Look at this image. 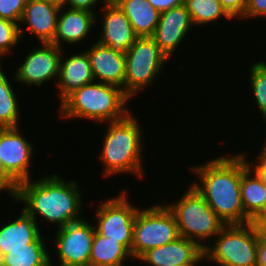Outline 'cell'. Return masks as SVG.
<instances>
[{
  "mask_svg": "<svg viewBox=\"0 0 266 266\" xmlns=\"http://www.w3.org/2000/svg\"><path fill=\"white\" fill-rule=\"evenodd\" d=\"M198 177L190 183L205 199L216 215L225 223L246 224L252 222L244 213L240 185L242 176V154L221 155L201 165L193 166ZM198 175V176H197Z\"/></svg>",
  "mask_w": 266,
  "mask_h": 266,
  "instance_id": "obj_1",
  "label": "cell"
},
{
  "mask_svg": "<svg viewBox=\"0 0 266 266\" xmlns=\"http://www.w3.org/2000/svg\"><path fill=\"white\" fill-rule=\"evenodd\" d=\"M37 180V181H36ZM18 184L15 201L24 204V210L38 224V216L61 228L82 219L83 199L77 181H67L58 174L43 175L41 179Z\"/></svg>",
  "mask_w": 266,
  "mask_h": 266,
  "instance_id": "obj_2",
  "label": "cell"
},
{
  "mask_svg": "<svg viewBox=\"0 0 266 266\" xmlns=\"http://www.w3.org/2000/svg\"><path fill=\"white\" fill-rule=\"evenodd\" d=\"M129 112L124 118L108 122L106 135L103 137L102 152L98 158L103 163L104 177L118 174H134L143 178V127L137 117ZM143 138V139H142Z\"/></svg>",
  "mask_w": 266,
  "mask_h": 266,
  "instance_id": "obj_3",
  "label": "cell"
},
{
  "mask_svg": "<svg viewBox=\"0 0 266 266\" xmlns=\"http://www.w3.org/2000/svg\"><path fill=\"white\" fill-rule=\"evenodd\" d=\"M131 99L120 87L94 81L70 94L59 106L60 117L108 123L124 118Z\"/></svg>",
  "mask_w": 266,
  "mask_h": 266,
  "instance_id": "obj_4",
  "label": "cell"
},
{
  "mask_svg": "<svg viewBox=\"0 0 266 266\" xmlns=\"http://www.w3.org/2000/svg\"><path fill=\"white\" fill-rule=\"evenodd\" d=\"M173 203H168L166 206L174 214L179 236L195 241L203 249L210 243L207 239L212 237L213 242V238L225 226L192 185H188L181 199Z\"/></svg>",
  "mask_w": 266,
  "mask_h": 266,
  "instance_id": "obj_5",
  "label": "cell"
},
{
  "mask_svg": "<svg viewBox=\"0 0 266 266\" xmlns=\"http://www.w3.org/2000/svg\"><path fill=\"white\" fill-rule=\"evenodd\" d=\"M204 248V260L217 266H257L258 228L254 222L225 225Z\"/></svg>",
  "mask_w": 266,
  "mask_h": 266,
  "instance_id": "obj_6",
  "label": "cell"
},
{
  "mask_svg": "<svg viewBox=\"0 0 266 266\" xmlns=\"http://www.w3.org/2000/svg\"><path fill=\"white\" fill-rule=\"evenodd\" d=\"M168 60L151 36L137 37L125 52L124 93L133 100L138 92L155 82Z\"/></svg>",
  "mask_w": 266,
  "mask_h": 266,
  "instance_id": "obj_7",
  "label": "cell"
},
{
  "mask_svg": "<svg viewBox=\"0 0 266 266\" xmlns=\"http://www.w3.org/2000/svg\"><path fill=\"white\" fill-rule=\"evenodd\" d=\"M178 237L180 236L176 219L165 204L139 208L133 229V260H137L150 249L175 241Z\"/></svg>",
  "mask_w": 266,
  "mask_h": 266,
  "instance_id": "obj_8",
  "label": "cell"
},
{
  "mask_svg": "<svg viewBox=\"0 0 266 266\" xmlns=\"http://www.w3.org/2000/svg\"><path fill=\"white\" fill-rule=\"evenodd\" d=\"M126 191L120 192L116 197L105 199L96 208L95 230L98 234L120 242L130 252L132 247L133 229L136 207L128 198Z\"/></svg>",
  "mask_w": 266,
  "mask_h": 266,
  "instance_id": "obj_9",
  "label": "cell"
},
{
  "mask_svg": "<svg viewBox=\"0 0 266 266\" xmlns=\"http://www.w3.org/2000/svg\"><path fill=\"white\" fill-rule=\"evenodd\" d=\"M55 231L54 252L59 266H89L95 225L82 218Z\"/></svg>",
  "mask_w": 266,
  "mask_h": 266,
  "instance_id": "obj_10",
  "label": "cell"
},
{
  "mask_svg": "<svg viewBox=\"0 0 266 266\" xmlns=\"http://www.w3.org/2000/svg\"><path fill=\"white\" fill-rule=\"evenodd\" d=\"M41 46L29 50L23 63L13 73V80L25 83L26 86L40 87L59 77L60 59L64 50L53 43H41Z\"/></svg>",
  "mask_w": 266,
  "mask_h": 266,
  "instance_id": "obj_11",
  "label": "cell"
},
{
  "mask_svg": "<svg viewBox=\"0 0 266 266\" xmlns=\"http://www.w3.org/2000/svg\"><path fill=\"white\" fill-rule=\"evenodd\" d=\"M21 132L20 127L0 128V158L5 170L18 183L32 179L29 168L35 151Z\"/></svg>",
  "mask_w": 266,
  "mask_h": 266,
  "instance_id": "obj_12",
  "label": "cell"
},
{
  "mask_svg": "<svg viewBox=\"0 0 266 266\" xmlns=\"http://www.w3.org/2000/svg\"><path fill=\"white\" fill-rule=\"evenodd\" d=\"M137 260L149 266L197 265L205 261L202 246L184 237L150 249Z\"/></svg>",
  "mask_w": 266,
  "mask_h": 266,
  "instance_id": "obj_13",
  "label": "cell"
},
{
  "mask_svg": "<svg viewBox=\"0 0 266 266\" xmlns=\"http://www.w3.org/2000/svg\"><path fill=\"white\" fill-rule=\"evenodd\" d=\"M193 26L190 14L183 4L160 13L159 23L151 37L170 59Z\"/></svg>",
  "mask_w": 266,
  "mask_h": 266,
  "instance_id": "obj_14",
  "label": "cell"
},
{
  "mask_svg": "<svg viewBox=\"0 0 266 266\" xmlns=\"http://www.w3.org/2000/svg\"><path fill=\"white\" fill-rule=\"evenodd\" d=\"M85 51L91 64L94 80L115 85L124 92L126 75L125 52L103 46L97 40Z\"/></svg>",
  "mask_w": 266,
  "mask_h": 266,
  "instance_id": "obj_15",
  "label": "cell"
},
{
  "mask_svg": "<svg viewBox=\"0 0 266 266\" xmlns=\"http://www.w3.org/2000/svg\"><path fill=\"white\" fill-rule=\"evenodd\" d=\"M101 14V36L98 43L103 46L115 48L126 52L137 39L132 25L123 11L112 0L103 5Z\"/></svg>",
  "mask_w": 266,
  "mask_h": 266,
  "instance_id": "obj_16",
  "label": "cell"
},
{
  "mask_svg": "<svg viewBox=\"0 0 266 266\" xmlns=\"http://www.w3.org/2000/svg\"><path fill=\"white\" fill-rule=\"evenodd\" d=\"M65 9L67 8L62 7L59 10L56 33L53 39V44L61 49L64 47V45L62 46L63 43L77 45L86 39L93 31L91 29H94L93 26L98 15L86 10L68 8L65 11Z\"/></svg>",
  "mask_w": 266,
  "mask_h": 266,
  "instance_id": "obj_17",
  "label": "cell"
},
{
  "mask_svg": "<svg viewBox=\"0 0 266 266\" xmlns=\"http://www.w3.org/2000/svg\"><path fill=\"white\" fill-rule=\"evenodd\" d=\"M61 56L59 77L55 82L57 85V94H59L60 104L75 90L94 82L91 70V64L86 51L71 54L64 59Z\"/></svg>",
  "mask_w": 266,
  "mask_h": 266,
  "instance_id": "obj_18",
  "label": "cell"
},
{
  "mask_svg": "<svg viewBox=\"0 0 266 266\" xmlns=\"http://www.w3.org/2000/svg\"><path fill=\"white\" fill-rule=\"evenodd\" d=\"M60 8L40 0H28L20 24L25 23L28 32L41 43H53Z\"/></svg>",
  "mask_w": 266,
  "mask_h": 266,
  "instance_id": "obj_19",
  "label": "cell"
},
{
  "mask_svg": "<svg viewBox=\"0 0 266 266\" xmlns=\"http://www.w3.org/2000/svg\"><path fill=\"white\" fill-rule=\"evenodd\" d=\"M8 222L0 228V257L12 249L29 248V243L42 236L39 224L24 209L18 218Z\"/></svg>",
  "mask_w": 266,
  "mask_h": 266,
  "instance_id": "obj_20",
  "label": "cell"
},
{
  "mask_svg": "<svg viewBox=\"0 0 266 266\" xmlns=\"http://www.w3.org/2000/svg\"><path fill=\"white\" fill-rule=\"evenodd\" d=\"M240 194L245 215L255 222L266 209V185L248 167L243 155Z\"/></svg>",
  "mask_w": 266,
  "mask_h": 266,
  "instance_id": "obj_21",
  "label": "cell"
},
{
  "mask_svg": "<svg viewBox=\"0 0 266 266\" xmlns=\"http://www.w3.org/2000/svg\"><path fill=\"white\" fill-rule=\"evenodd\" d=\"M130 21L138 37L152 36L159 23L160 12L148 0H113Z\"/></svg>",
  "mask_w": 266,
  "mask_h": 266,
  "instance_id": "obj_22",
  "label": "cell"
},
{
  "mask_svg": "<svg viewBox=\"0 0 266 266\" xmlns=\"http://www.w3.org/2000/svg\"><path fill=\"white\" fill-rule=\"evenodd\" d=\"M128 258L133 257L124 245L95 231L89 266H125Z\"/></svg>",
  "mask_w": 266,
  "mask_h": 266,
  "instance_id": "obj_23",
  "label": "cell"
},
{
  "mask_svg": "<svg viewBox=\"0 0 266 266\" xmlns=\"http://www.w3.org/2000/svg\"><path fill=\"white\" fill-rule=\"evenodd\" d=\"M42 235L35 243H29V248L12 249L0 257V266H53L52 259Z\"/></svg>",
  "mask_w": 266,
  "mask_h": 266,
  "instance_id": "obj_24",
  "label": "cell"
},
{
  "mask_svg": "<svg viewBox=\"0 0 266 266\" xmlns=\"http://www.w3.org/2000/svg\"><path fill=\"white\" fill-rule=\"evenodd\" d=\"M2 68L0 65V128H16L20 126L19 99Z\"/></svg>",
  "mask_w": 266,
  "mask_h": 266,
  "instance_id": "obj_25",
  "label": "cell"
},
{
  "mask_svg": "<svg viewBox=\"0 0 266 266\" xmlns=\"http://www.w3.org/2000/svg\"><path fill=\"white\" fill-rule=\"evenodd\" d=\"M184 5L190 14L194 26L208 25L225 17L234 20L223 8L219 0H184Z\"/></svg>",
  "mask_w": 266,
  "mask_h": 266,
  "instance_id": "obj_26",
  "label": "cell"
},
{
  "mask_svg": "<svg viewBox=\"0 0 266 266\" xmlns=\"http://www.w3.org/2000/svg\"><path fill=\"white\" fill-rule=\"evenodd\" d=\"M249 70L250 90L254 97L252 99H256L255 103L260 110L262 121L266 123V62L253 63Z\"/></svg>",
  "mask_w": 266,
  "mask_h": 266,
  "instance_id": "obj_27",
  "label": "cell"
},
{
  "mask_svg": "<svg viewBox=\"0 0 266 266\" xmlns=\"http://www.w3.org/2000/svg\"><path fill=\"white\" fill-rule=\"evenodd\" d=\"M21 27L13 21L0 18V65H2V58L10 54L13 48L19 44L20 38L25 33V28Z\"/></svg>",
  "mask_w": 266,
  "mask_h": 266,
  "instance_id": "obj_28",
  "label": "cell"
},
{
  "mask_svg": "<svg viewBox=\"0 0 266 266\" xmlns=\"http://www.w3.org/2000/svg\"><path fill=\"white\" fill-rule=\"evenodd\" d=\"M28 0H0V18L19 24Z\"/></svg>",
  "mask_w": 266,
  "mask_h": 266,
  "instance_id": "obj_29",
  "label": "cell"
},
{
  "mask_svg": "<svg viewBox=\"0 0 266 266\" xmlns=\"http://www.w3.org/2000/svg\"><path fill=\"white\" fill-rule=\"evenodd\" d=\"M266 139V138H264ZM263 147L259 150L258 155L256 156L255 164L253 161H249L245 152L241 151V154L244 156L248 167L257 175V177L266 185V141L262 145ZM261 151V152H260Z\"/></svg>",
  "mask_w": 266,
  "mask_h": 266,
  "instance_id": "obj_30",
  "label": "cell"
},
{
  "mask_svg": "<svg viewBox=\"0 0 266 266\" xmlns=\"http://www.w3.org/2000/svg\"><path fill=\"white\" fill-rule=\"evenodd\" d=\"M18 184L19 183L5 170L0 158V192L5 190L12 199L17 192Z\"/></svg>",
  "mask_w": 266,
  "mask_h": 266,
  "instance_id": "obj_31",
  "label": "cell"
},
{
  "mask_svg": "<svg viewBox=\"0 0 266 266\" xmlns=\"http://www.w3.org/2000/svg\"><path fill=\"white\" fill-rule=\"evenodd\" d=\"M226 12L233 18H242L246 8L248 0H219Z\"/></svg>",
  "mask_w": 266,
  "mask_h": 266,
  "instance_id": "obj_32",
  "label": "cell"
},
{
  "mask_svg": "<svg viewBox=\"0 0 266 266\" xmlns=\"http://www.w3.org/2000/svg\"><path fill=\"white\" fill-rule=\"evenodd\" d=\"M266 17V0H248L246 11L243 19Z\"/></svg>",
  "mask_w": 266,
  "mask_h": 266,
  "instance_id": "obj_33",
  "label": "cell"
},
{
  "mask_svg": "<svg viewBox=\"0 0 266 266\" xmlns=\"http://www.w3.org/2000/svg\"><path fill=\"white\" fill-rule=\"evenodd\" d=\"M102 1L103 2H101V0H67L66 8L86 10V11L96 13L94 11V7L96 4H100L99 2H101L102 4L104 3V5H106L109 2H111L112 0H102Z\"/></svg>",
  "mask_w": 266,
  "mask_h": 266,
  "instance_id": "obj_34",
  "label": "cell"
},
{
  "mask_svg": "<svg viewBox=\"0 0 266 266\" xmlns=\"http://www.w3.org/2000/svg\"><path fill=\"white\" fill-rule=\"evenodd\" d=\"M148 2L160 13L184 4V0H148Z\"/></svg>",
  "mask_w": 266,
  "mask_h": 266,
  "instance_id": "obj_35",
  "label": "cell"
},
{
  "mask_svg": "<svg viewBox=\"0 0 266 266\" xmlns=\"http://www.w3.org/2000/svg\"><path fill=\"white\" fill-rule=\"evenodd\" d=\"M257 266H266V234L258 231Z\"/></svg>",
  "mask_w": 266,
  "mask_h": 266,
  "instance_id": "obj_36",
  "label": "cell"
},
{
  "mask_svg": "<svg viewBox=\"0 0 266 266\" xmlns=\"http://www.w3.org/2000/svg\"><path fill=\"white\" fill-rule=\"evenodd\" d=\"M260 233L266 234V209L254 222Z\"/></svg>",
  "mask_w": 266,
  "mask_h": 266,
  "instance_id": "obj_37",
  "label": "cell"
},
{
  "mask_svg": "<svg viewBox=\"0 0 266 266\" xmlns=\"http://www.w3.org/2000/svg\"><path fill=\"white\" fill-rule=\"evenodd\" d=\"M40 1H44L46 3H50L52 5H55L59 8L65 7L66 6V2L67 0H40Z\"/></svg>",
  "mask_w": 266,
  "mask_h": 266,
  "instance_id": "obj_38",
  "label": "cell"
},
{
  "mask_svg": "<svg viewBox=\"0 0 266 266\" xmlns=\"http://www.w3.org/2000/svg\"><path fill=\"white\" fill-rule=\"evenodd\" d=\"M180 266H198V265H180Z\"/></svg>",
  "mask_w": 266,
  "mask_h": 266,
  "instance_id": "obj_39",
  "label": "cell"
}]
</instances>
